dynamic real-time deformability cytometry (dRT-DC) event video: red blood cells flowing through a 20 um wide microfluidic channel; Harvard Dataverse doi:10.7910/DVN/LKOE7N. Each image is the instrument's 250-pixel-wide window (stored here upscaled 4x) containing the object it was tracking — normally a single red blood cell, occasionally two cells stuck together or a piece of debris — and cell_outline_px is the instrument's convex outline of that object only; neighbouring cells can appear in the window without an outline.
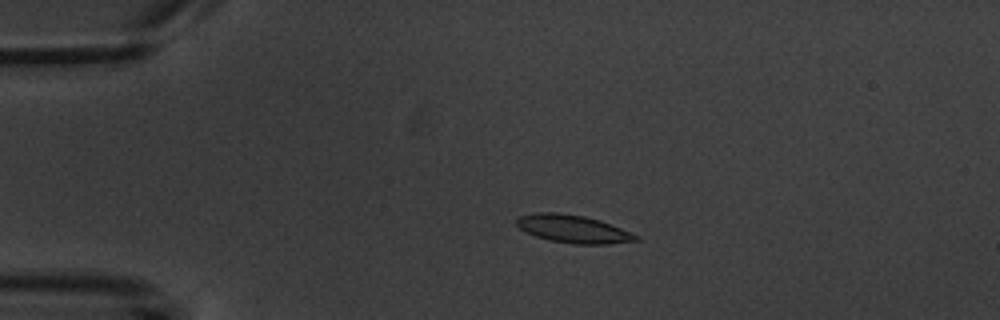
{"species": "common noctule bat (a hibernating species)", "species_latin": "Nyctalus noctula", "temperature_condition": "warm", "stored_images_in_passage": 4, "camera_frame_rate_fps": 3000, "um_per_image_px": 0.085, "animal": {"sex": "male", "body_mass_g": 20.1, "forearm_length_mm": 53.5}, "frame": {"image": 1, "passage_image": 3, "time_ms": 2.333, "image_size_px": [1000, 320], "cell_outline_px": [[640, 240], [608, 244], [576, 244], [552, 240], [536, 236], [520, 228], [516, 224], [516, 216], [532, 212], [556, 212], [584, 216], [600, 220], [640, 236]], "centroid_in_image_um": [48.7, 19.44], "position_along_channel_um": 36.3, "area_um2": 19.31}}